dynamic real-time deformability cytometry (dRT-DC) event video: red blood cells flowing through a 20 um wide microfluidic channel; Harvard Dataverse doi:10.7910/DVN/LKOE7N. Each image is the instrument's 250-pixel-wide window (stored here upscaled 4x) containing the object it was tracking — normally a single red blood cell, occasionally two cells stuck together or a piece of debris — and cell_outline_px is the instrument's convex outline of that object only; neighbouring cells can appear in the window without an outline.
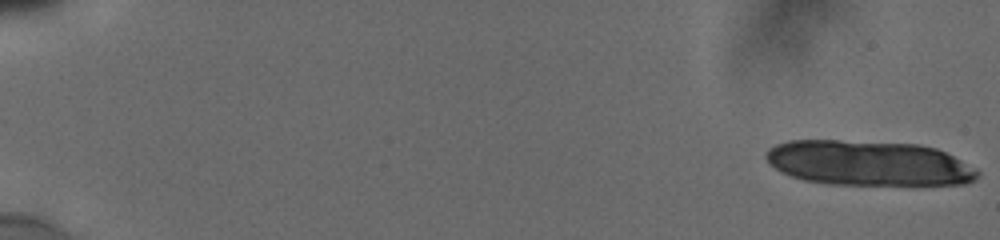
{"species": "human", "species_latin": "Homo sapiens", "temperature_condition": "cold", "stored_images_in_passage": 38, "camera_frame_rate_fps": 3000, "um_per_image_px": 0.085, "donor": {"sex": "male"}, "frame": {"image": 1, "passage_image": 1, "time_ms": 0.0, "image_size_px": [1000, 240], "cell_outline_px": [[980, 176], [964, 184], [828, 184], [804, 180], [792, 176], [776, 168], [764, 156], [764, 152], [768, 148], [776, 144], [788, 140], [840, 140], [916, 144], [936, 148], [976, 168], [980, 172]], "centroid_in_image_um": [73.81, 13.85], "position_along_channel_um": 11.2, "area_um2": 55.2}}